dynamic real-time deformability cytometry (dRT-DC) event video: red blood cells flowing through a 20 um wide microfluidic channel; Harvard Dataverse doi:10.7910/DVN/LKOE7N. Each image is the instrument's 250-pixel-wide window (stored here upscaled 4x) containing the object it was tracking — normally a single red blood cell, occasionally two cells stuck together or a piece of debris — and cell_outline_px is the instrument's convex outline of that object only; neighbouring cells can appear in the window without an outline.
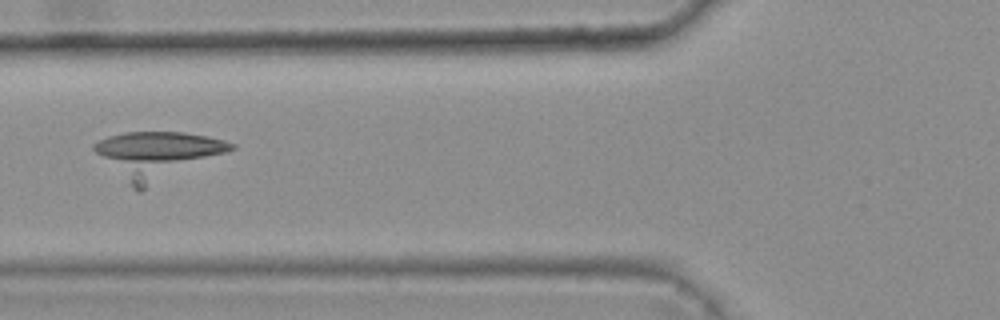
{"species": "common noctule bat (a hibernating species)", "species_latin": "Nyctalus noctula", "temperature_condition": "warm", "stored_images_in_passage": 47, "camera_frame_rate_fps": 3000, "um_per_image_px": 0.085, "animal": {"sex": "female", "body_mass_g": 25.1}, "frame": {"image": 1, "passage_image": 20, "time_ms": 6.333, "image_size_px": [1000, 320], "cell_outline_px": [[236, 148], [140, 192], [96, 152], [92, 148], [92, 144], [108, 136], [124, 132], [184, 132], [208, 136], [224, 140], [236, 144]], "centroid_in_image_um": [13.43, 13.14], "position_along_channel_um": 112.4, "area_um2": 36.53}}
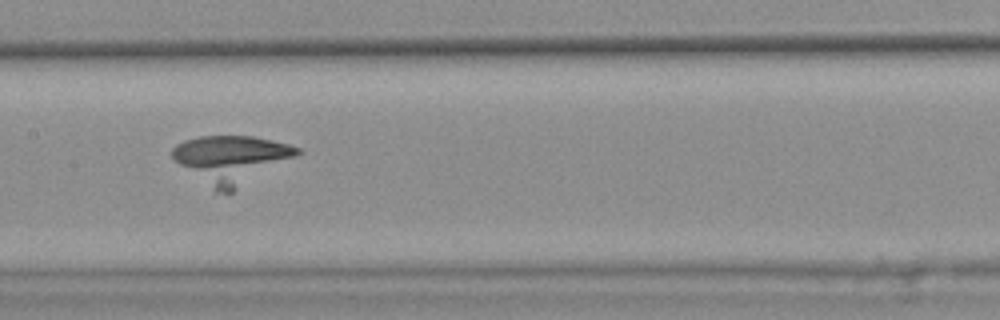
{"frame": {"image": 2, "passage_image": 26, "time_ms": 8.333, "image_size_px": [1000, 320], "cell_outline_px": [[304, 152], [232, 192], [216, 192], [172, 160], [172, 148], [176, 144], [184, 140], [200, 136], [252, 136], [272, 140], [288, 144], [300, 148]], "centroid_in_image_um": [19.65, 13.53], "position_along_channel_um": 187.8, "area_um2": 34.8}}
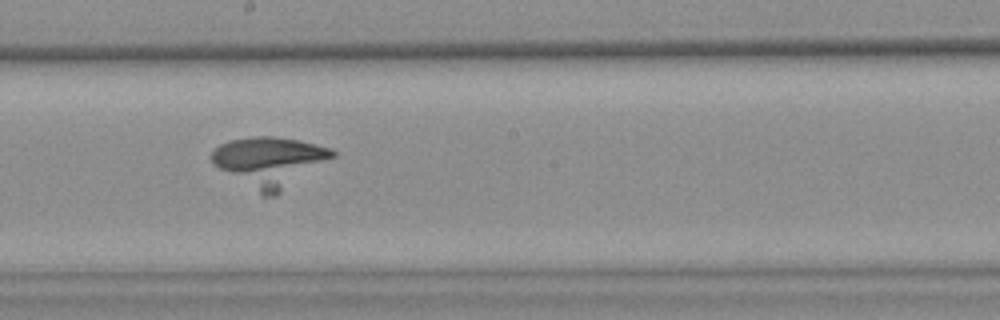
{"frame": {"image": 3, "passage_image": 29, "time_ms": 9.333, "image_size_px": [1000, 320], "cell_outline_px": [[336, 156], [276, 196], [260, 196], [220, 168], [212, 160], [212, 152], [220, 144], [228, 140], [252, 136], [272, 136], [296, 140], [332, 148], [336, 152]], "centroid_in_image_um": [22.95, 13.76], "position_along_channel_um": 225.2, "area_um2": 34.97}}